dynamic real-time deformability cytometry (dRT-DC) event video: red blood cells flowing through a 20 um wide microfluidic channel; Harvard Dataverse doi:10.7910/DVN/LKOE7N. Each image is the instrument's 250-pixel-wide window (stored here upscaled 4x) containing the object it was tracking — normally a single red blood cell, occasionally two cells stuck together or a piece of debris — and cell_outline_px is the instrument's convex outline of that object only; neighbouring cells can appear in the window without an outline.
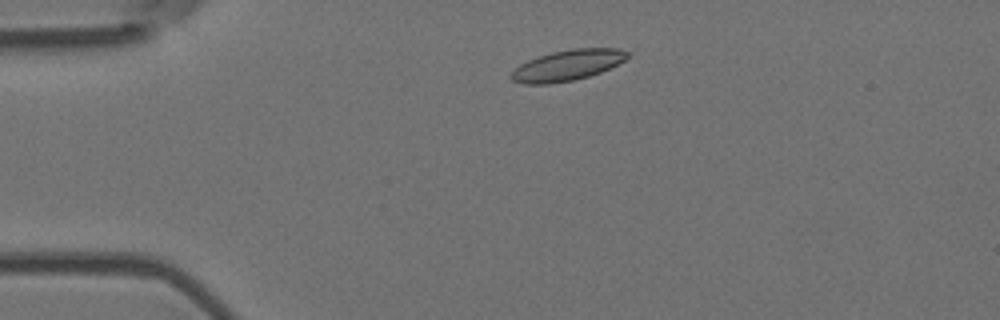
{"species": "Egyptian fruit bat (a non-hibernating species)", "species_latin": "Rousettus aegyptiacus", "temperature_condition": "room temperature", "stored_images_in_passage": 3, "camera_frame_rate_fps": 3000, "um_per_image_px": 0.085, "animal": {"sex": "female"}, "frame": {"image": 1, "passage_image": 2, "time_ms": 0.333, "image_size_px": [1000, 320], "cell_outline_px": [[628, 56], [624, 60], [600, 72], [588, 76], [572, 80], [548, 84], [524, 84], [512, 80], [508, 76], [520, 64], [528, 60], [552, 52], [572, 48], [620, 48], [628, 52]], "centroid_in_image_um": [48.2, 5.54], "position_along_channel_um": 36.8, "area_um2": 20.58}}